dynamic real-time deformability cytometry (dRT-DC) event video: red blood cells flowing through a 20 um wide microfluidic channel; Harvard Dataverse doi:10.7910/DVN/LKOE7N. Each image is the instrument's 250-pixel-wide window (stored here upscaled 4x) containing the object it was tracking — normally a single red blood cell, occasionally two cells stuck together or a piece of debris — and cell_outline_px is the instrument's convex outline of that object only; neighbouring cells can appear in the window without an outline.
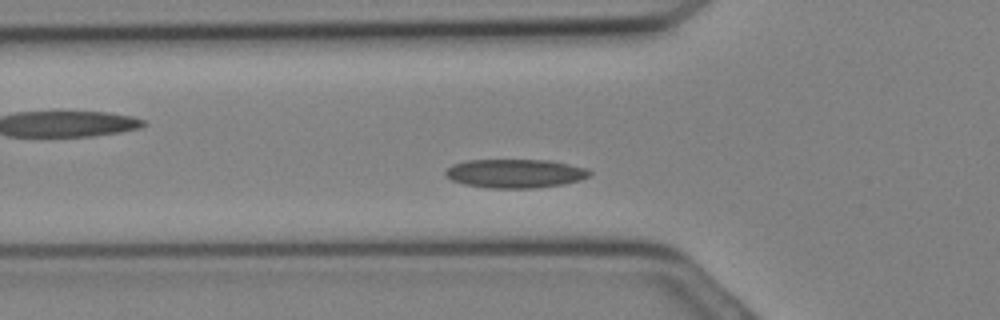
{"species": "Egyptian fruit bat (a non-hibernating species)", "species_latin": "Rousettus aegyptiacus", "temperature_condition": "cold", "stored_images_in_passage": 21, "camera_frame_rate_fps": 3000, "um_per_image_px": 0.085, "animal": {"sex": "female"}, "frame": {"image": 1, "passage_image": 3, "time_ms": 0.667, "image_size_px": [1000, 320], "cell_outline_px": [[592, 176], [580, 180], [564, 184], [532, 188], [488, 188], [464, 184], [452, 180], [444, 172], [452, 164], [468, 160], [552, 160], [588, 168], [592, 172]], "centroid_in_image_um": [43.85, 14.74], "position_along_channel_um": 82.0, "area_um2": 24.33}}
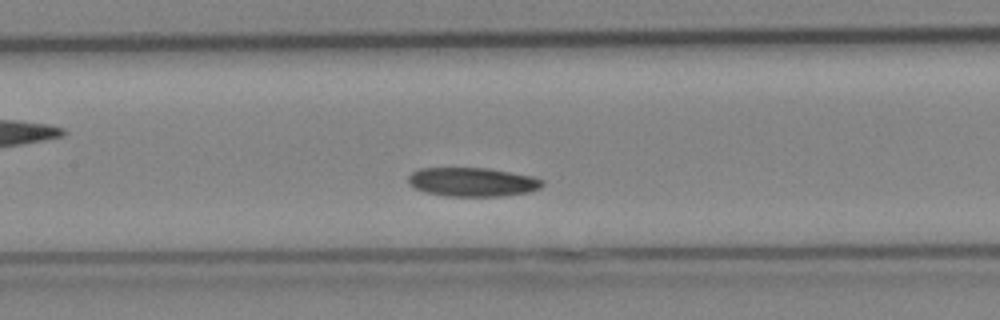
{"frame": {"image": 2, "passage_image": 7, "time_ms": 2.0, "image_size_px": [1000, 320], "cell_outline_px": [[544, 184], [540, 188], [528, 192], [504, 196], [448, 196], [428, 192], [416, 188], [408, 184], [408, 176], [412, 172], [420, 168], [488, 168], [532, 176], [544, 180]], "centroid_in_image_um": [40.18, 15.46], "position_along_channel_um": 167.2, "area_um2": 22.54}}
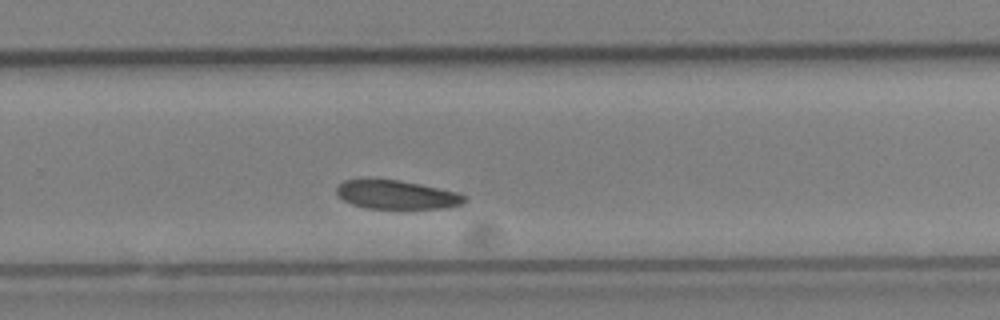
{"frame": {"image": 3, "passage_image": 13, "time_ms": 4.0, "image_size_px": [1000, 320], "cell_outline_px": [[468, 200], [464, 204], [448, 208], [368, 208], [352, 204], [344, 200], [336, 192], [336, 188], [344, 180], [396, 180], [420, 184], [456, 192], [468, 196]], "centroid_in_image_um": [33.79, 16.56], "position_along_channel_um": 296.0, "area_um2": 21.15}}